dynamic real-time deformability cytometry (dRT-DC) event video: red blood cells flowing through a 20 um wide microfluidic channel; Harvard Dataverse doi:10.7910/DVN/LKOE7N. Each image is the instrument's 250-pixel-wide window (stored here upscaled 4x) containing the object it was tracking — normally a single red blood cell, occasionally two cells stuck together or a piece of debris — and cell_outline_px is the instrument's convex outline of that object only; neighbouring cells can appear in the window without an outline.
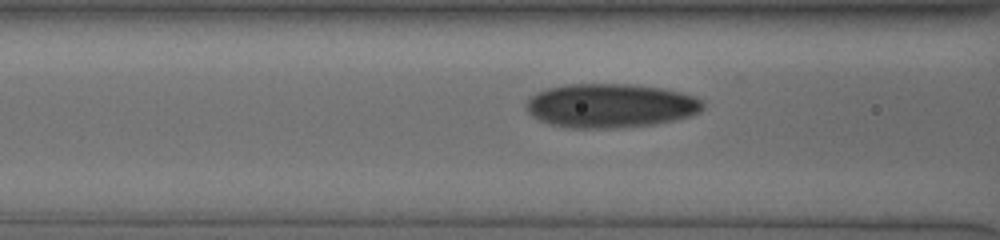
{"species": "human", "species_latin": "Homo sapiens", "temperature_condition": "cold", "stored_images_in_passage": 37, "camera_frame_rate_fps": 3000, "um_per_image_px": 0.085, "donor": {"sex": "male"}, "frame": {"image": 1, "passage_image": 12, "time_ms": 3.667, "image_size_px": [1000, 240], "cell_outline_px": [[704, 108], [700, 112], [692, 116], [652, 124], [612, 128], [572, 128], [548, 124], [532, 116], [528, 112], [524, 104], [536, 92], [548, 88], [564, 84], [632, 84], [660, 88], [680, 92], [696, 96], [704, 100]], "centroid_in_image_um": [51.89, 8.97], "position_along_channel_um": 114.7, "area_um2": 45.55}}
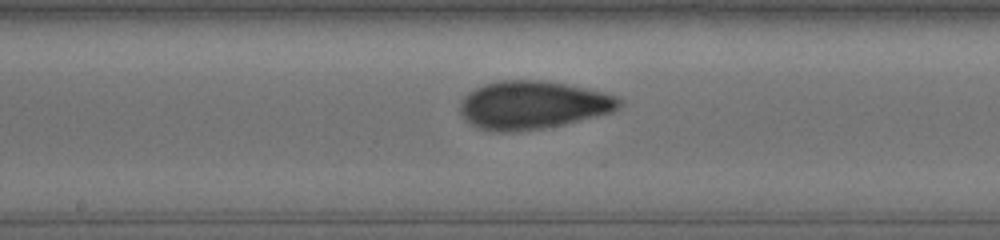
{"frame": {"image": 2, "passage_image": 19, "time_ms": 6.0, "image_size_px": [1000, 240], "cell_outline_px": [[624, 104], [620, 108], [612, 112], [564, 124], [544, 128], [516, 132], [496, 132], [480, 128], [464, 120], [460, 112], [460, 104], [464, 96], [468, 92], [484, 84], [500, 80], [540, 80], [564, 84], [604, 92], [616, 96], [624, 100]], "centroid_in_image_um": [45.29, 8.93], "position_along_channel_um": 202.9, "area_um2": 44.8}}
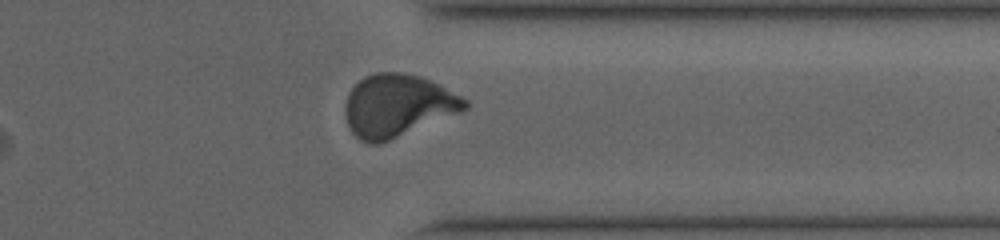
{"frame": {"image": 3, "passage_image": 33, "time_ms": 10.667, "image_size_px": [1000, 240], "cell_outline_px": [[468, 108], [460, 112], [380, 144], [372, 144], [360, 140], [352, 132], [348, 124], [344, 112], [344, 108], [348, 92], [364, 76], [376, 72], [400, 72], [420, 76], [440, 84], [468, 100]], "centroid_in_image_um": [33.79, 8.97], "position_along_channel_um": 377.6, "area_um2": 43.58}}